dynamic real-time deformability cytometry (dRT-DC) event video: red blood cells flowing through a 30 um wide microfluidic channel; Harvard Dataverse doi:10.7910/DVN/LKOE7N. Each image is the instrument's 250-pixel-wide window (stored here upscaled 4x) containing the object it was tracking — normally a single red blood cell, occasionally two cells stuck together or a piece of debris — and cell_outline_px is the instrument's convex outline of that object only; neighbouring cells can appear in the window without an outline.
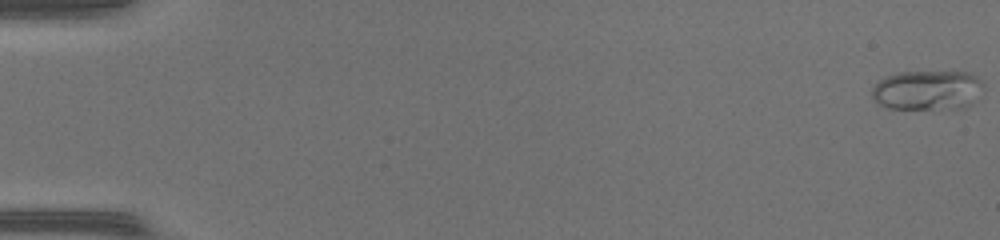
{"species": "common noctule bat (a hibernating species)", "species_latin": "Nyctalus noctula", "temperature_condition": "warm", "stored_images_in_passage": 49, "camera_frame_rate_fps": 3000, "um_per_image_px": 0.085, "animal": {"sex": "female", "body_mass_g": 17.0, "forearm_length_mm": 48.0}, "frame": {"image": 1, "passage_image": 1, "time_ms": 0.0, "image_size_px": [1000, 240], "cell_outline_px": [[984, 88], [972, 104], [964, 108], [888, 108], [872, 100], [872, 88], [880, 80], [888, 76], [900, 72], [972, 72], [984, 80]], "centroid_in_image_um": [78.9, 7.65], "position_along_channel_um": 6.1, "area_um2": 25.95}}
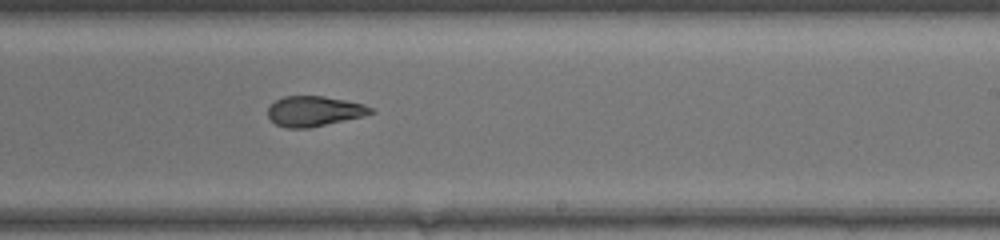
{"frame": {"image": 2, "passage_image": 31, "time_ms": 10.0, "image_size_px": [1000, 240], "cell_outline_px": [[376, 112], [364, 116], [308, 128], [288, 128], [276, 124], [268, 116], [268, 108], [276, 100], [284, 96], [324, 96], [364, 104], [372, 108]], "centroid_in_image_um": [26.72, 9.45], "position_along_channel_um": 262.3, "area_um2": 17.98}}
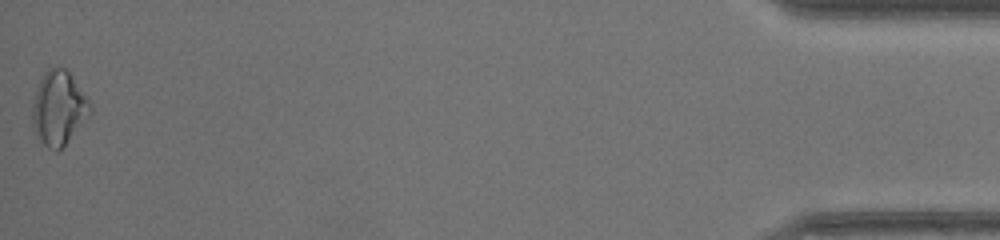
{"frame": {"image": 3, "passage_image": 49, "time_ms": 16.0, "image_size_px": [1000, 240], "cell_outline_px": [[92, 112], [64, 144], [56, 152], [48, 148], [40, 140], [36, 132], [32, 120], [32, 104], [36, 88], [44, 72], [48, 68], [64, 68], [68, 72], [92, 104]], "centroid_in_image_um": [4.98, 9.17], "position_along_channel_um": 430.2, "area_um2": 24.45}, "authors_computed_cell_mechanics": {"area_um2": 19.8832, "velocity_mm_per_s": 4.3704, "shape_relaxation_time_tau1_ms": null, "shape_relaxation_time_tau2_ms": 1.2965, "deformation_change_tau1": null, "deformation_change_tau2": 0.0797}}